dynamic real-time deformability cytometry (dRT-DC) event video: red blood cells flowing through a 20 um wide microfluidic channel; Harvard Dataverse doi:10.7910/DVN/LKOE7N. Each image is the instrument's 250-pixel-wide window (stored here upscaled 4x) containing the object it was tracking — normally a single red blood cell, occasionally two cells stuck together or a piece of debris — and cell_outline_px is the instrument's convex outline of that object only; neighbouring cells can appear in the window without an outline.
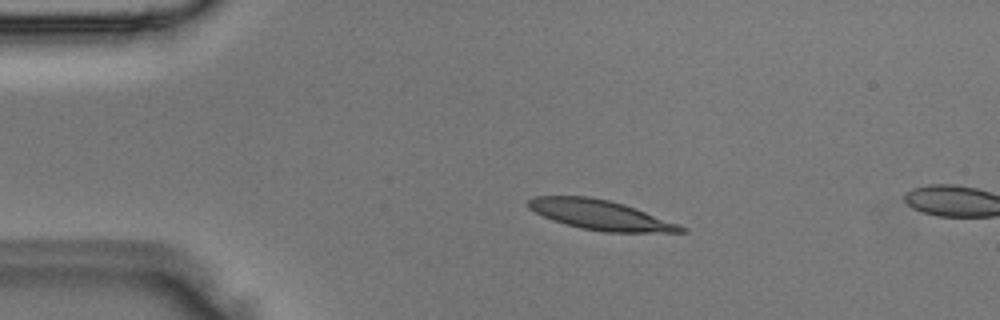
{"species": "Egyptian fruit bat (a non-hibernating species)", "species_latin": "Rousettus aegyptiacus", "temperature_condition": "room temperature", "stored_images_in_passage": 2, "camera_frame_rate_fps": 3000, "um_per_image_px": 0.085, "animal": {"sex": "male"}, "frame": {"image": 1, "passage_image": 1, "time_ms": 0.0, "image_size_px": [1000, 320], "cell_outline_px": [[688, 232], [604, 232], [580, 228], [552, 220], [528, 208], [524, 204], [532, 196], [588, 196], [608, 200], [624, 204], [636, 208], [680, 224], [688, 228]], "centroid_in_image_um": [51.04, 18.27], "position_along_channel_um": 34.0, "area_um2": 26.65}}